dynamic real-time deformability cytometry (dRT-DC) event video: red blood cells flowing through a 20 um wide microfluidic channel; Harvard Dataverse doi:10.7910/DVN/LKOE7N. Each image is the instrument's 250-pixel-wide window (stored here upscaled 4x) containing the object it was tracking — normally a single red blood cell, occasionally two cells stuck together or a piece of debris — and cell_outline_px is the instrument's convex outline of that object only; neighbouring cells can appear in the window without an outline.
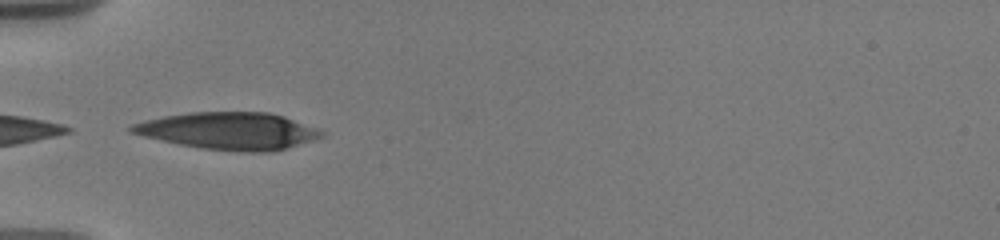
{"species": "human", "species_latin": "Homo sapiens", "temperature_condition": "warm", "stored_images_in_passage": 19, "camera_frame_rate_fps": 3000, "um_per_image_px": 0.085, "donor": {"sex": "male"}, "frame": {"image": 1, "passage_image": 1, "time_ms": 0.0, "image_size_px": [1000, 240], "cell_outline_px": [[324, 136], [312, 140], [272, 152], [240, 152], [200, 148], [180, 144], [144, 136], [128, 132], [128, 124], [144, 120], [164, 116], [188, 112], [268, 112], [284, 116], [316, 128], [324, 132]], "centroid_in_image_um": [19.4, 11.12], "position_along_channel_um": 65.6, "area_um2": 41.1}}
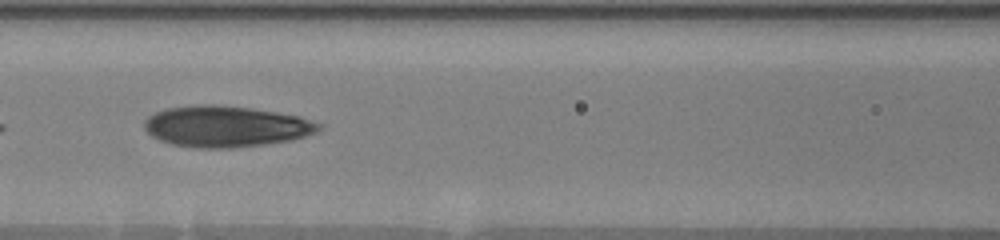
{"frame": {"image": 2, "passage_image": 7, "time_ms": 2.333, "image_size_px": [1000, 240], "cell_outline_px": [[320, 128], [316, 132], [292, 140], [232, 148], [196, 148], [172, 144], [160, 140], [152, 136], [144, 128], [144, 120], [148, 116], [156, 112], [168, 108], [196, 104], [212, 104], [252, 108], [300, 116], [320, 124]], "centroid_in_image_um": [19.17, 10.74], "position_along_channel_um": 147.4, "area_um2": 41.67}}
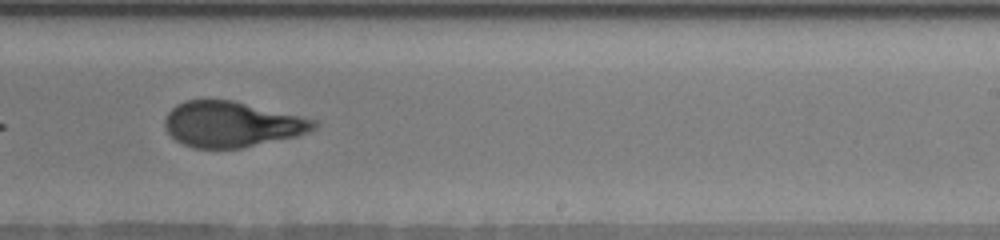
{"frame": {"image": 3, "passage_image": 14, "time_ms": 5.667, "image_size_px": [1000, 240], "cell_outline_px": [[320, 124], [316, 128], [308, 132], [296, 136], [240, 148], [196, 148], [184, 144], [176, 140], [168, 132], [164, 124], [164, 120], [168, 112], [176, 104], [184, 100], [232, 100], [316, 120]], "centroid_in_image_um": [19.68, 10.56], "position_along_channel_um": 269.3, "area_um2": 39.25}, "authors_computed_cell_mechanics": {"area_um2": 41.038, "velocity_mm_per_s": 3.683, "shape_relaxation_time_tau1_ms": 2.4698, "shape_relaxation_time_tau2_ms": 1.6983, "deformation_change_tau1": 0.1433, "deformation_change_tau2": 0.1022}}